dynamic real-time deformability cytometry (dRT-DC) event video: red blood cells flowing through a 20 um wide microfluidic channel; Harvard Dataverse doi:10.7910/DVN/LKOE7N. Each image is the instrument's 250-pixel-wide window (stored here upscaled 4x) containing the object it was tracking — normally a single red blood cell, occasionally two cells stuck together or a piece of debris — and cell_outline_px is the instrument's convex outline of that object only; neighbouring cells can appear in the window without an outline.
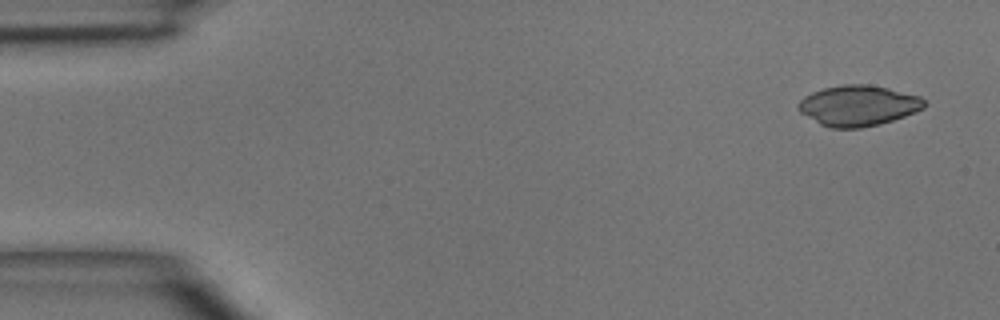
{"species": "common noctule bat (a hibernating species)", "species_latin": "Nyctalus noctula", "temperature_condition": "room temperature", "stored_images_in_passage": 4, "camera_frame_rate_fps": 3000, "um_per_image_px": 0.085, "animal": {"sex": "male", "body_mass_g": 15.6}, "frame": {"image": 1, "passage_image": 1, "time_ms": 0.0, "image_size_px": [1000, 320], "cell_outline_px": [[924, 108], [916, 112], [880, 124], [860, 128], [832, 128], [820, 124], [800, 112], [796, 108], [796, 104], [804, 96], [812, 92], [824, 88], [844, 84], [868, 84], [888, 88], [920, 96], [924, 100]], "centroid_in_image_um": [72.92, 8.97], "position_along_channel_um": 12.1, "area_um2": 29.77}}